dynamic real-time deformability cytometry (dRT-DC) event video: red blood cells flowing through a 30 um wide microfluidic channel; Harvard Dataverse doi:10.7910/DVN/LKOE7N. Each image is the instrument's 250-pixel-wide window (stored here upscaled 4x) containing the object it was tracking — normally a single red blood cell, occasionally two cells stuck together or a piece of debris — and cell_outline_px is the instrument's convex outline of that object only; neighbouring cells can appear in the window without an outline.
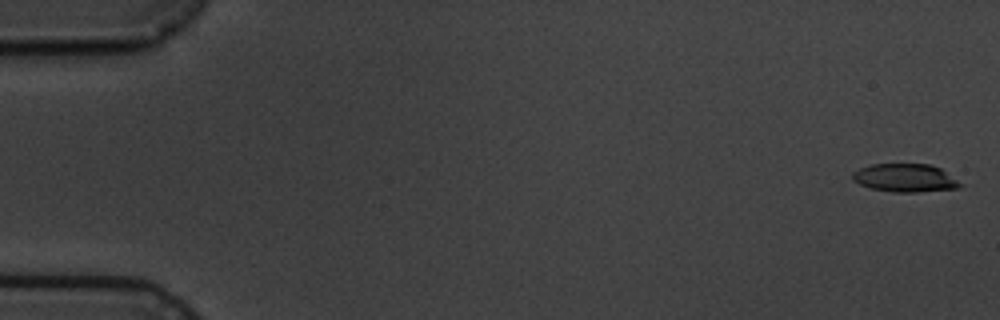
{"species": "common noctule bat (a hibernating species)", "species_latin": "Nyctalus noctula", "temperature_condition": "cold", "stored_images_in_passage": 9, "camera_frame_rate_fps": 3000, "um_per_image_px": 0.085, "animal": {"sex": "male", "body_mass_g": 19.5, "forearm_length_mm": 54.6}, "frame": {"image": 1, "passage_image": 1, "time_ms": 0.0, "image_size_px": [1000, 320], "cell_outline_px": [[964, 184], [960, 188], [916, 192], [892, 192], [872, 188], [860, 184], [852, 180], [852, 172], [860, 168], [872, 164], [928, 164], [940, 168]], "centroid_in_image_um": [76.95, 15.12], "position_along_channel_um": 8.1, "area_um2": 17.69}}
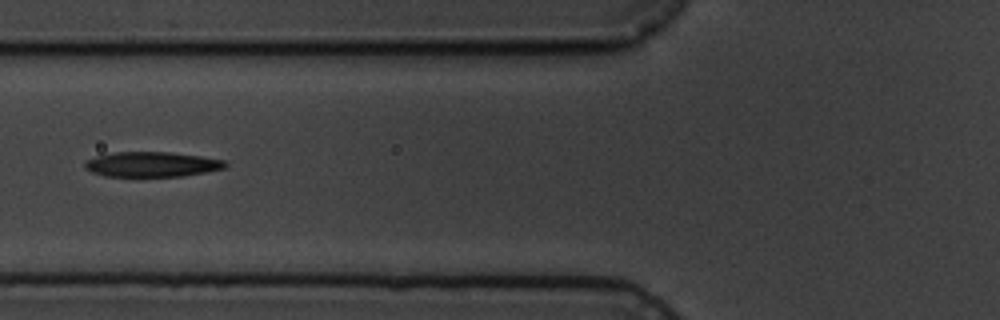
{"frame": {"image": 2, "passage_image": 7, "time_ms": 7.0, "image_size_px": [1000, 320], "cell_outline_px": [[228, 164], [224, 168], [184, 176], [104, 176], [92, 172], [84, 168], [84, 164], [88, 160], [96, 156], [116, 152], [168, 152], [200, 156], [224, 160]], "centroid_in_image_um": [12.9, 13.97], "position_along_channel_um": 112.9, "area_um2": 20.29}}
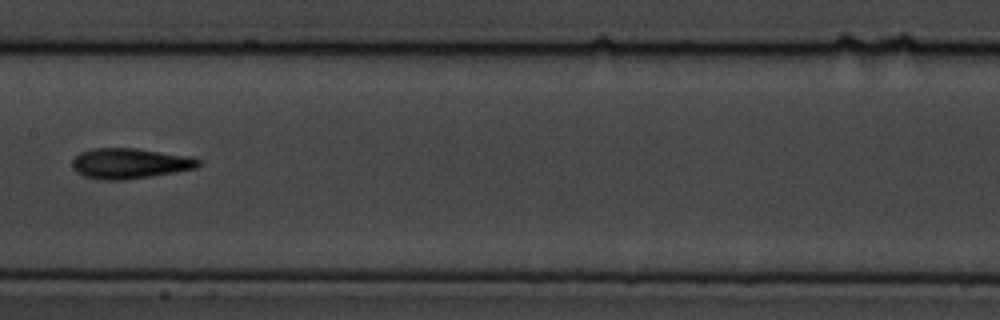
{"frame": {"image": 3, "passage_image": 9, "time_ms": 9.333, "image_size_px": [1000, 320], "cell_outline_px": [[200, 164], [196, 168], [176, 172], [152, 176], [124, 180], [96, 180], [84, 176], [76, 172], [72, 168], [72, 160], [80, 152], [92, 148], [136, 148], [192, 156], [200, 160]], "centroid_in_image_um": [11.02, 13.89], "position_along_channel_um": 196.4, "area_um2": 22.66}}